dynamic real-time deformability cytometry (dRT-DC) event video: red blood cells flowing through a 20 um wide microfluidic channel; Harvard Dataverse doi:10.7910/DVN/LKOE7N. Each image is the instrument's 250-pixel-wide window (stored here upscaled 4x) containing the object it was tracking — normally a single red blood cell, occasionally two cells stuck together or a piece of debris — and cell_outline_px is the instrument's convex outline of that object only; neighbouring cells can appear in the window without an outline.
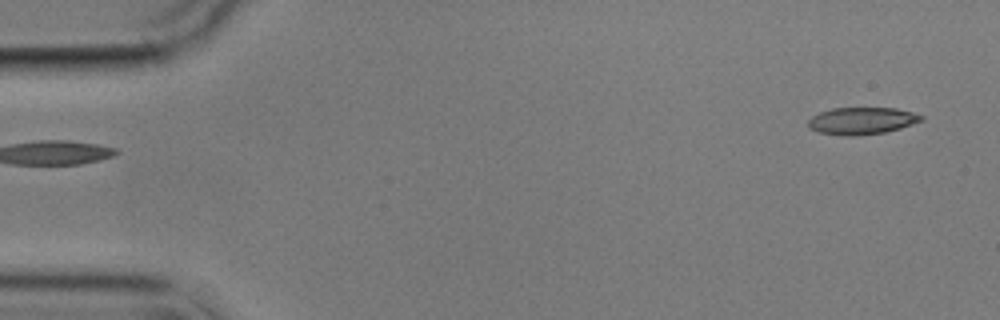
{"species": "common noctule bat (a hibernating species)", "species_latin": "Nyctalus noctula", "temperature_condition": "cold", "stored_images_in_passage": 2, "segment_of_instrument_passage": [2, 2], "camera_frame_rate_fps": 3000, "um_per_image_px": 0.085, "animal": {"sex": "male", "body_mass_g": 17.9}, "frame": {"image": 1, "passage_image": 2, "time_ms": 1.333, "image_size_px": [1000, 320], "cell_outline_px": [[924, 120], [900, 128], [884, 132], [852, 136], [844, 136], [820, 132], [808, 128], [808, 120], [812, 116], [820, 112], [832, 108], [896, 108], [912, 112], [924, 116]], "centroid_in_image_um": [73.25, 10.26], "position_along_channel_um": 11.8, "area_um2": 17.8}}